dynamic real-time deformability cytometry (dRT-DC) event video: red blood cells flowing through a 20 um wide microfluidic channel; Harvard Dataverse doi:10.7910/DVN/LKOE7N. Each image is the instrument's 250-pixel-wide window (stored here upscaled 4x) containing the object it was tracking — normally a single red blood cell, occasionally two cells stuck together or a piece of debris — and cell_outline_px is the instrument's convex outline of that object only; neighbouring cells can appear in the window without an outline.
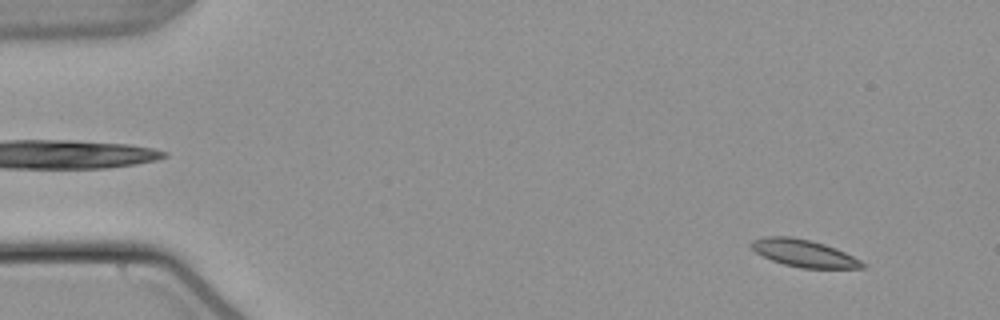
{"species": "common noctule bat (a hibernating species)", "species_latin": "Nyctalus noctula", "temperature_condition": "warm", "stored_images_in_passage": 55, "camera_frame_rate_fps": 3000, "um_per_image_px": 0.085, "animal": {"sex": "male", "body_mass_g": 21.5, "forearm_length_mm": 52.0}, "frame": {"image": 1, "passage_image": 5, "time_ms": 1.333, "image_size_px": [1000, 320], "cell_outline_px": [[868, 264], [864, 268], [800, 268], [784, 264], [772, 260], [756, 252], [748, 244], [752, 240], [764, 236], [792, 236], [824, 244], [836, 248]], "centroid_in_image_um": [68.32, 21.52], "position_along_channel_um": 16.7, "area_um2": 17.63}}
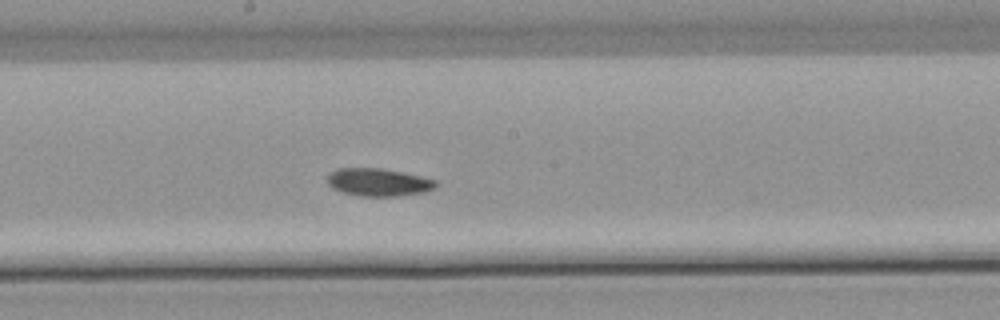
{"frame": {"image": 2, "passage_image": 30, "time_ms": 9.667, "image_size_px": [1000, 320], "cell_outline_px": [[440, 184], [436, 188], [424, 192], [396, 196], [360, 196], [340, 192], [332, 188], [328, 184], [328, 172], [336, 168], [380, 168], [420, 176], [436, 180]], "centroid_in_image_um": [32.15, 15.49], "position_along_channel_um": 216.1, "area_um2": 17.69}}
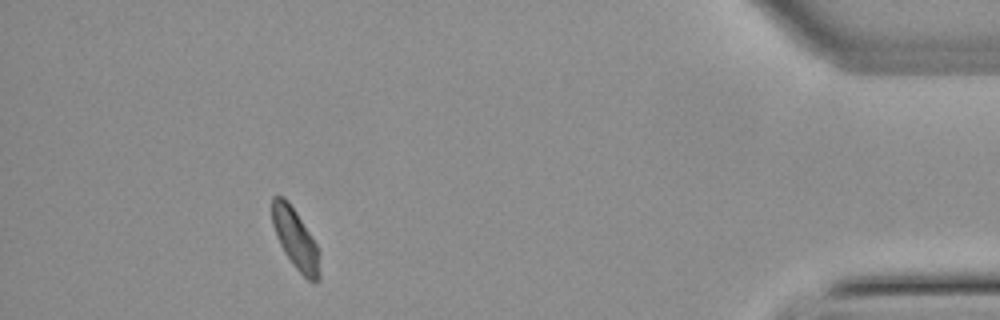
{"frame": {"image": 3, "passage_image": 50, "time_ms": 16.333, "image_size_px": [1000, 320], "cell_outline_px": [[320, 280], [308, 280], [292, 264], [284, 252], [276, 236], [272, 224], [272, 196], [284, 196], [288, 200], [296, 212], [316, 244], [320, 252]], "centroid_in_image_um": [25.11, 20.31], "position_along_channel_um": 410.1, "area_um2": 16.65}, "authors_computed_cell_mechanics": {"area_um2": 17.4556, "velocity_mm_per_s": 3.7667, "shape_relaxation_time_tau1_ms": 10.2675, "shape_relaxation_time_tau2_ms": 5.3302, "deformation_change_tau1": 0.152, "deformation_change_tau2": 0.0927}}